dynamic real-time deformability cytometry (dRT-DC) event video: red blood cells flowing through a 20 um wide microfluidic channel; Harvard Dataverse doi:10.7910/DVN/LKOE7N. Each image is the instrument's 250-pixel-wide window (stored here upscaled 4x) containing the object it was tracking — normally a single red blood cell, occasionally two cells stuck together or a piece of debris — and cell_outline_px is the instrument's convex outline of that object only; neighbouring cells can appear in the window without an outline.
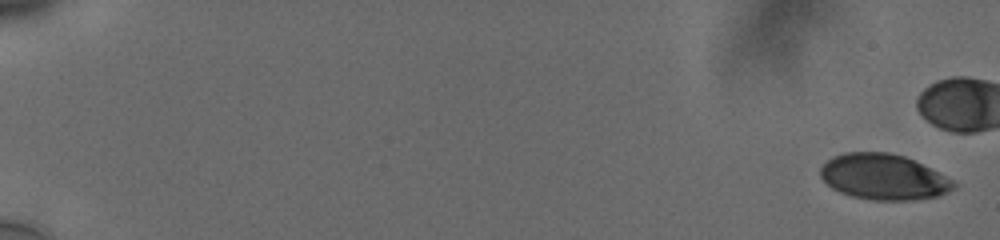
{"species": "human", "species_latin": "Homo sapiens", "temperature_condition": "cold", "stored_images_in_passage": 25, "camera_frame_rate_fps": 3000, "um_per_image_px": 0.085, "donor": {"sex": "male"}, "frame": {"image": 1, "passage_image": 1, "time_ms": 0.0, "image_size_px": [1000, 240], "cell_outline_px": [[956, 184], [952, 188], [936, 196], [908, 200], [876, 200], [852, 196], [840, 192], [832, 188], [820, 176], [820, 168], [828, 160], [844, 152], [888, 152], [904, 156], [952, 180]], "centroid_in_image_um": [75.04, 15.03], "position_along_channel_um": 10.0, "area_um2": 34.62}}
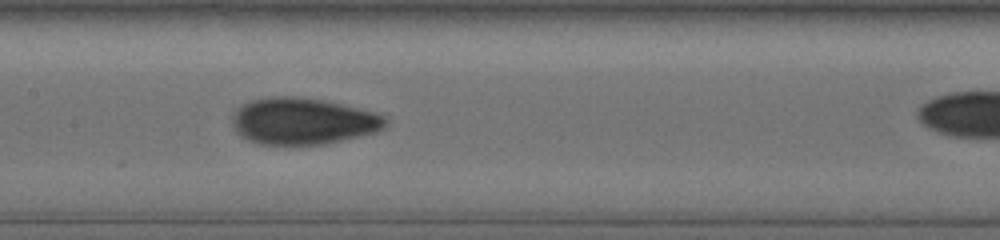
{"frame": {"image": 2, "passage_image": 16, "time_ms": 10.0, "image_size_px": [1000, 240], "cell_outline_px": [[388, 124], [384, 128], [376, 132], [324, 144], [260, 144], [248, 140], [240, 136], [232, 120], [240, 104], [252, 100], [272, 96], [296, 96], [324, 100], [372, 112], [384, 116], [388, 120]], "centroid_in_image_um": [25.75, 10.29], "position_along_channel_um": 181.7, "area_um2": 41.27}}
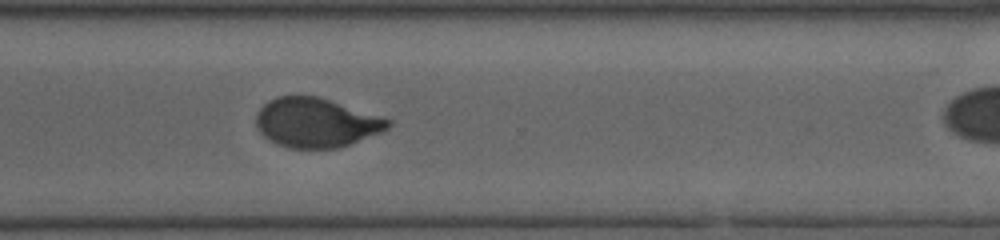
{"frame": {"image": 3, "passage_image": 23, "time_ms": 14.333, "image_size_px": [1000, 240], "cell_outline_px": [[392, 124], [388, 128], [380, 132], [348, 144], [336, 148], [288, 148], [264, 136], [260, 132], [256, 124], [256, 112], [268, 100], [276, 96], [320, 96], [392, 120]], "centroid_in_image_um": [26.85, 10.4], "position_along_channel_um": 343.7, "area_um2": 37.69}}